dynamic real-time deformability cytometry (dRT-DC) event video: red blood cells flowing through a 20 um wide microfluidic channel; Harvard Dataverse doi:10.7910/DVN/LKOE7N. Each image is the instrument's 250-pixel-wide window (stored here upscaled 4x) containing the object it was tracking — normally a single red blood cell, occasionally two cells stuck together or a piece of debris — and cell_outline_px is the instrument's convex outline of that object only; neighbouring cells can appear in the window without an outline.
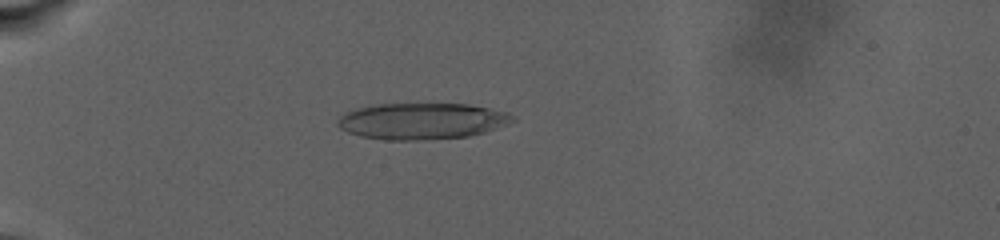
{"species": "human", "species_latin": "Homo sapiens", "temperature_condition": "warm", "stored_images_in_passage": 31, "camera_frame_rate_fps": 3000, "um_per_image_px": 0.085, "donor": {"sex": "male"}, "frame": {"image": 1, "passage_image": 4, "time_ms": 2.0, "image_size_px": [1000, 240], "cell_outline_px": [[516, 120], [508, 124], [484, 132], [468, 136], [416, 140], [384, 140], [360, 136], [348, 132], [340, 128], [336, 124], [336, 120], [344, 112], [360, 108], [380, 104], [468, 104], [508, 112], [516, 116]], "centroid_in_image_um": [35.86, 10.29], "position_along_channel_um": 49.1, "area_um2": 36.99}}
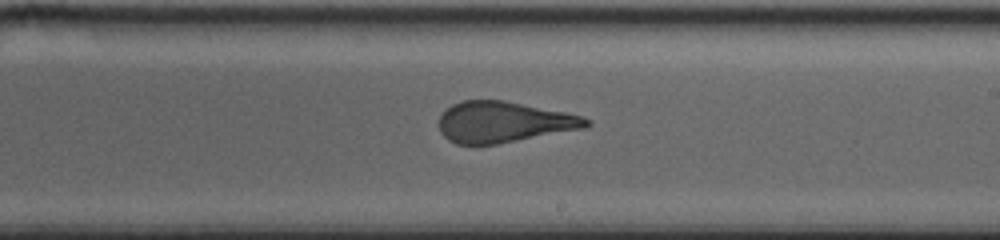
{"frame": {"image": 2, "passage_image": 18, "time_ms": 11.333, "image_size_px": [1000, 240], "cell_outline_px": [[592, 124], [588, 128], [496, 144], [456, 144], [448, 140], [440, 132], [440, 116], [452, 104], [460, 100], [504, 100], [584, 116], [592, 120]], "centroid_in_image_um": [42.86, 10.37], "position_along_channel_um": 246.1, "area_um2": 35.26}}
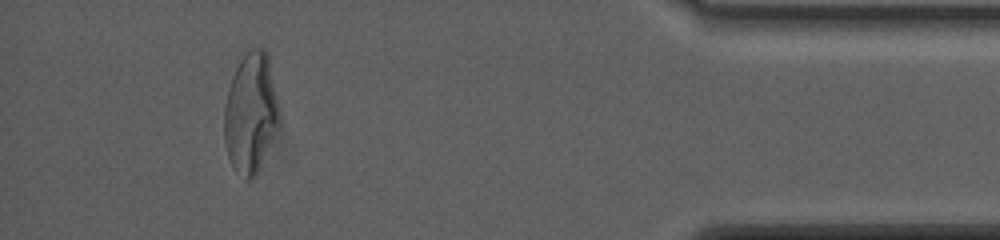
{"frame": {"image": 3, "passage_image": 29, "time_ms": 19.667, "image_size_px": [1000, 240], "cell_outline_px": [[284, 116], [256, 176], [248, 180], [244, 180], [232, 168], [228, 156], [224, 140], [224, 104], [228, 88], [232, 76], [240, 60], [248, 48], [264, 48], [268, 52]], "centroid_in_image_um": [21.37, 9.59], "position_along_channel_um": 413.8, "area_um2": 40.17}, "authors_computed_cell_mechanics": {"area_um2": 37.1076, "velocity_mm_per_s": 2.5259, "shape_relaxation_time_tau1_ms": null, "shape_relaxation_time_tau2_ms": 1.3954, "deformation_change_tau1": null, "deformation_change_tau2": 0.0997}}